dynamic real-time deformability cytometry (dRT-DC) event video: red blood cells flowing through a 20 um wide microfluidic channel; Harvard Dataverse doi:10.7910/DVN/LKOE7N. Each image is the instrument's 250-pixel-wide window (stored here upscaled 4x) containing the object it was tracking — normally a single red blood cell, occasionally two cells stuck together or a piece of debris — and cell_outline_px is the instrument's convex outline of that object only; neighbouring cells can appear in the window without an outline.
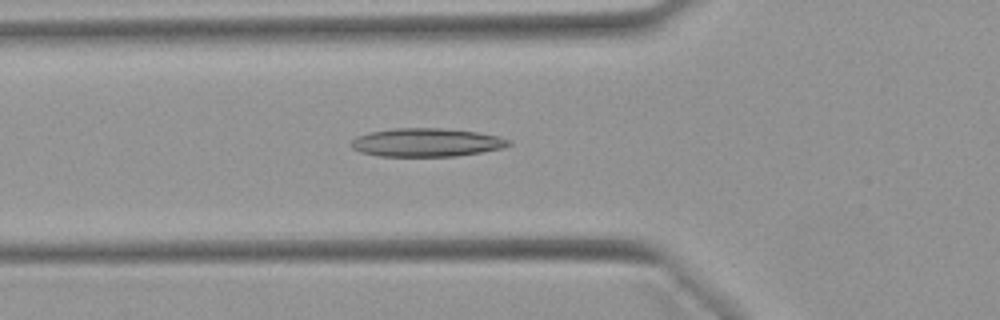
{"species": "Egyptian fruit bat (a non-hibernating species)", "species_latin": "Rousettus aegyptiacus", "temperature_condition": "warm", "stored_images_in_passage": 51, "camera_frame_rate_fps": 3000, "um_per_image_px": 0.085, "animal": {"sex": "female"}, "frame": {"image": 1, "passage_image": 18, "time_ms": 5.667, "image_size_px": [1000, 320], "cell_outline_px": [[512, 144], [504, 148], [456, 156], [380, 156], [360, 152], [352, 148], [348, 144], [356, 136], [368, 132], [392, 128], [444, 128], [476, 132], [500, 136], [512, 140]], "centroid_in_image_um": [36.25, 12.1], "position_along_channel_um": 89.6, "area_um2": 26.36}}
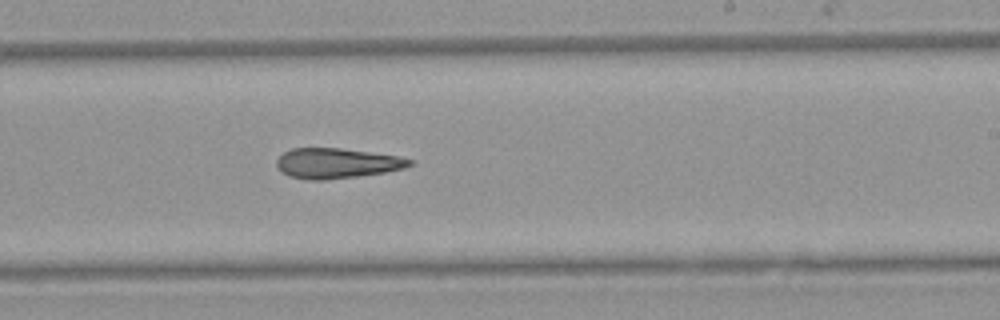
{"frame": {"image": 2, "passage_image": 31, "time_ms": 10.0, "image_size_px": [1000, 320], "cell_outline_px": [[412, 164], [404, 168], [384, 172], [356, 176], [324, 180], [308, 180], [288, 176], [280, 172], [276, 164], [276, 160], [284, 152], [292, 148], [340, 148], [400, 156], [412, 160]], "centroid_in_image_um": [28.58, 13.87], "position_along_channel_um": 260.4, "area_um2": 23.35}}
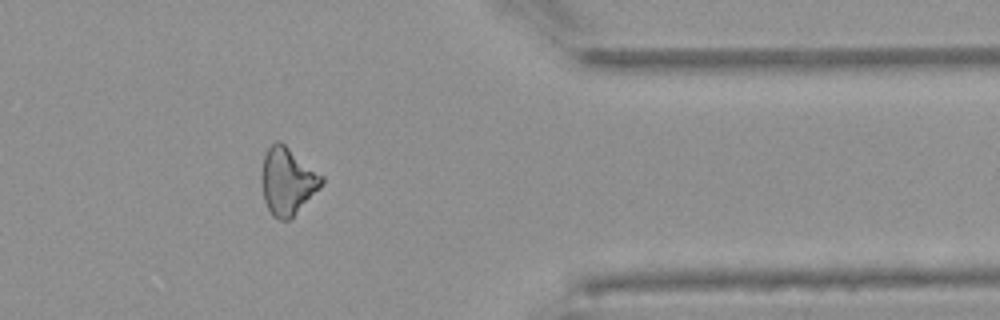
{"frame": {"image": 3, "passage_image": 42, "time_ms": 13.667, "image_size_px": [1000, 320], "cell_outline_px": [[324, 184], [288, 220], [280, 220], [272, 216], [264, 200], [260, 180], [260, 172], [264, 152], [276, 140], [280, 140], [324, 176]], "centroid_in_image_um": [24.41, 15.36], "position_along_channel_um": 387.0, "area_um2": 23.76}}